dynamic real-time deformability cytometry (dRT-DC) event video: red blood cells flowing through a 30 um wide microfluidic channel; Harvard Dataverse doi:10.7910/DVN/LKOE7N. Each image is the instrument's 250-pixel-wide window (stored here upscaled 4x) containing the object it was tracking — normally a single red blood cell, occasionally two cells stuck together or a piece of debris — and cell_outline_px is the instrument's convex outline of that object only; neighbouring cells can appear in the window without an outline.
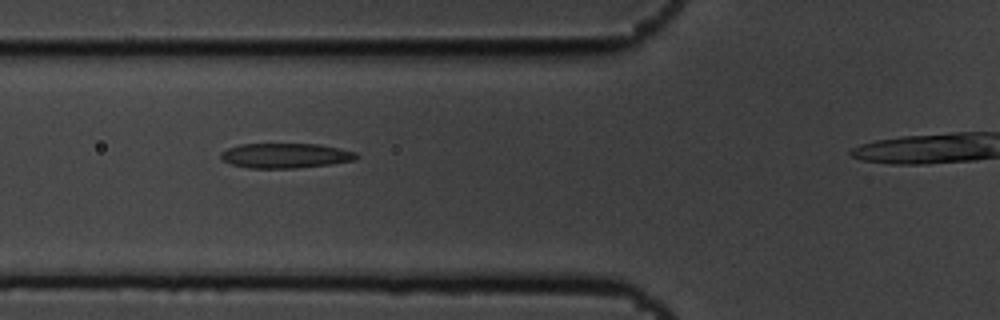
{"species": "common noctule bat (a hibernating species)", "species_latin": "Nyctalus noctula", "temperature_condition": "cold", "stored_images_in_passage": 10, "camera_frame_rate_fps": 3000, "um_per_image_px": 0.085, "animal": {"sex": "male", "body_mass_g": 19.5, "forearm_length_mm": 54.6}, "frame": {"image": 1, "passage_image": 4, "time_ms": 1.0, "image_size_px": [1000, 320], "cell_outline_px": [[360, 156], [356, 160], [332, 164], [296, 168], [248, 168], [232, 164], [224, 160], [220, 156], [220, 152], [228, 148], [240, 144], [320, 144], [340, 148], [356, 152]], "centroid_in_image_um": [24.31, 13.22], "position_along_channel_um": 101.5, "area_um2": 19.77}}
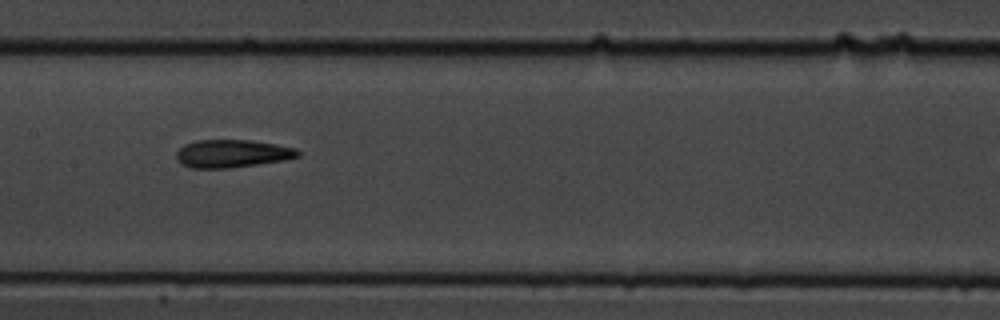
{"frame": {"image": 2, "passage_image": 6, "time_ms": 1.667, "image_size_px": [1000, 320], "cell_outline_px": [[300, 156], [284, 160], [228, 168], [192, 168], [180, 164], [176, 160], [176, 152], [184, 144], [196, 140], [252, 140], [296, 148], [300, 152]], "centroid_in_image_um": [19.7, 13.05], "position_along_channel_um": 187.7, "area_um2": 19.77}}
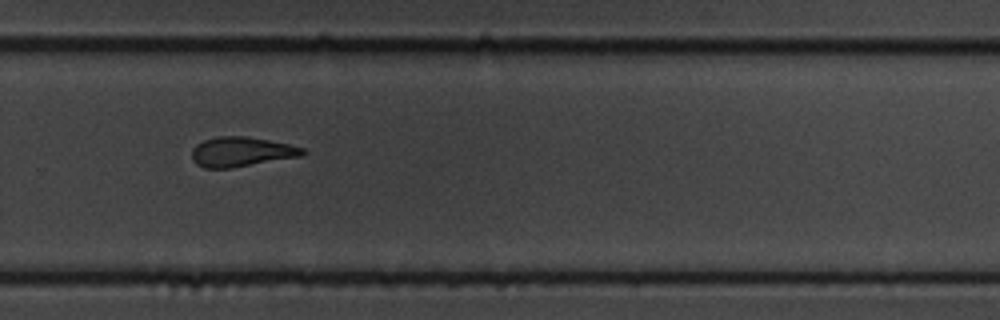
{"frame": {"image": 3, "passage_image": 9, "time_ms": 2.667, "image_size_px": [1000, 320], "cell_outline_px": [[308, 152], [304, 156], [232, 168], [204, 168], [196, 164], [192, 160], [192, 148], [196, 144], [204, 140], [216, 136], [244, 136], [268, 140], [288, 144], [304, 148]], "centroid_in_image_um": [20.53, 12.91], "position_along_channel_um": 309.3, "area_um2": 19.42}}